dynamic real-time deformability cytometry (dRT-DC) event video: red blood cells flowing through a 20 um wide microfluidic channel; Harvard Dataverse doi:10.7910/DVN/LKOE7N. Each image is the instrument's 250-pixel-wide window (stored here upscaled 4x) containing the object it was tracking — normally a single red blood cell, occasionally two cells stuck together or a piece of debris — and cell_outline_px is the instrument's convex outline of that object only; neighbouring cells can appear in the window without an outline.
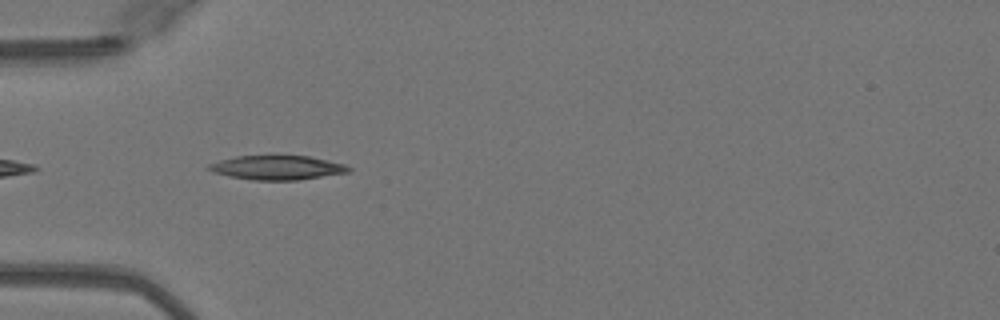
{"species": "Egyptian fruit bat (a non-hibernating species)", "species_latin": "Rousettus aegyptiacus", "temperature_condition": "warm", "stored_images_in_passage": 36, "camera_frame_rate_fps": 3000, "um_per_image_px": 0.085, "animal": {"sex": "female"}, "frame": {"image": 1, "passage_image": 2, "time_ms": 0.333, "image_size_px": [1000, 320], "cell_outline_px": [[352, 172], [300, 180], [252, 180], [228, 176], [212, 172], [204, 168], [208, 164], [220, 160], [236, 156], [272, 152], [308, 156], [344, 164], [352, 168]], "centroid_in_image_um": [23.53, 14.2], "position_along_channel_um": 61.5, "area_um2": 20.92}}
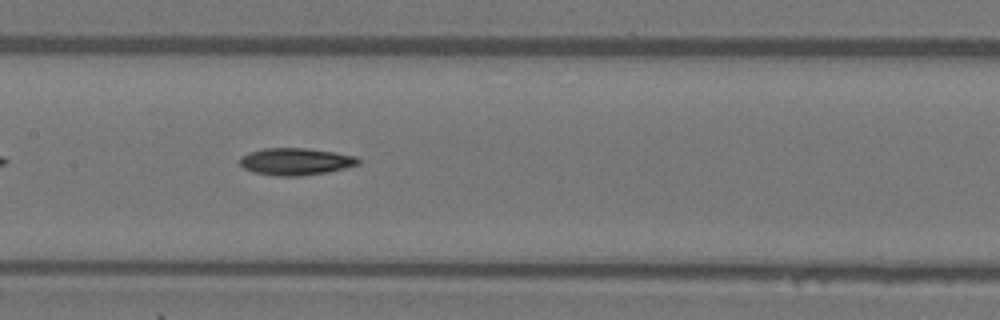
{"frame": {"image": 2, "passage_image": 11, "time_ms": 3.333, "image_size_px": [1000, 320], "cell_outline_px": [[360, 164], [328, 172], [300, 176], [276, 176], [252, 172], [244, 168], [240, 164], [240, 156], [248, 152], [264, 148], [304, 148], [332, 152], [356, 156], [360, 160]], "centroid_in_image_um": [25.1, 13.73], "position_along_channel_um": 182.3, "area_um2": 18.73}}
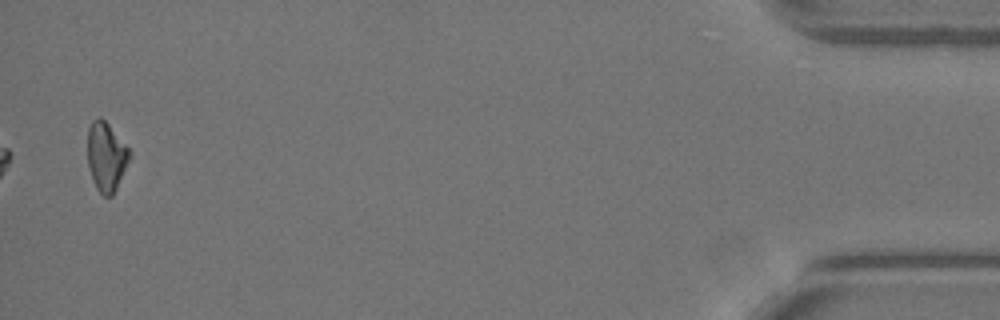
{"frame": {"image": 3, "passage_image": 35, "time_ms": 11.333, "image_size_px": [1000, 320], "cell_outline_px": [[132, 156], [112, 196], [104, 196], [96, 188], [88, 164], [88, 128], [92, 120], [100, 116], [108, 124], [128, 148]], "centroid_in_image_um": [9.03, 13.3], "position_along_channel_um": 426.2, "area_um2": 16.65}, "authors_computed_cell_mechanics": {"area_um2": 18.0625, "velocity_mm_per_s": 4.1072, "shape_relaxation_time_tau1_ms": 10.1721, "shape_relaxation_time_tau2_ms": null, "deformation_change_tau1": 0.2409, "deformation_change_tau2": null}}